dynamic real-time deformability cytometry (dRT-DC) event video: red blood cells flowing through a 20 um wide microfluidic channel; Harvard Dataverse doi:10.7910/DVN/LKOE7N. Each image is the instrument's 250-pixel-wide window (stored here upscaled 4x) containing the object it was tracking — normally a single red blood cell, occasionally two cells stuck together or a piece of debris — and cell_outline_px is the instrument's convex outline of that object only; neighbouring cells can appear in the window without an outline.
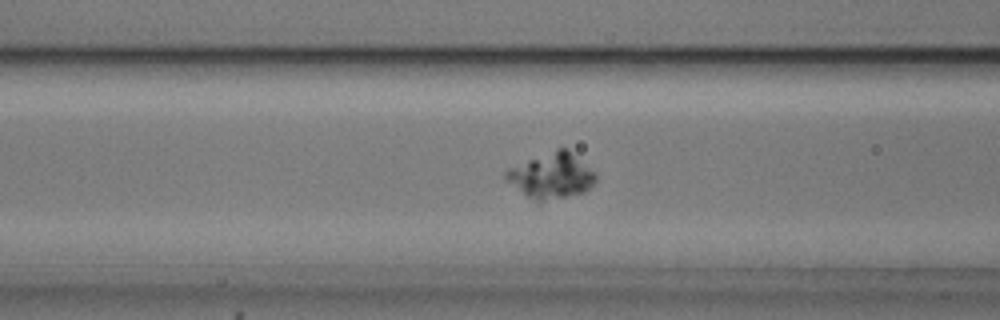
{"species": "common noctule bat (a hibernating species)", "species_latin": "Nyctalus noctula", "temperature_condition": "cold", "stored_images_in_passage": 55, "camera_frame_rate_fps": 3000, "um_per_image_px": 0.085, "animal": {"sex": "male", "body_mass_g": 20.5, "forearm_length_mm": 52.5}, "frame": {"image": 1, "passage_image": 22, "time_ms": 7.0, "image_size_px": [1000, 320], "cell_outline_px": [[596, 180], [584, 192], [540, 204], [504, 180], [504, 172], [508, 168], [556, 148], [568, 148], [596, 176]], "centroid_in_image_um": [46.82, 14.96], "position_along_channel_um": 119.8, "area_um2": 23.7}}
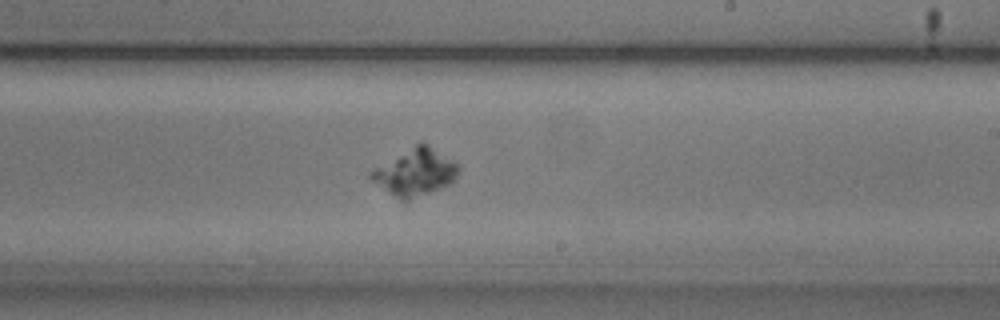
{"frame": {"image": 2, "passage_image": 33, "time_ms": 10.667, "image_size_px": [1000, 320], "cell_outline_px": [[460, 168], [456, 176], [448, 184], [440, 188], [404, 204], [372, 180], [368, 176], [368, 172], [416, 144], [428, 144], [460, 164]], "centroid_in_image_um": [35.3, 14.68], "position_along_channel_um": 253.7, "area_um2": 23.76}}
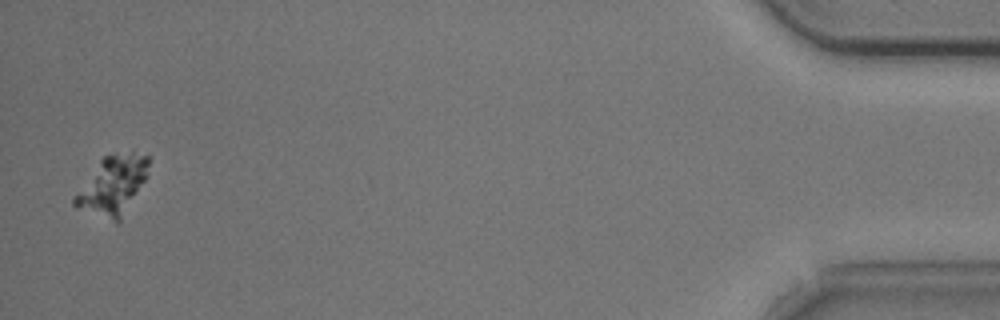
{"frame": {"image": 3, "passage_image": 54, "time_ms": 17.667, "image_size_px": [1000, 320], "cell_outline_px": [[148, 176], [120, 220], [116, 224], [76, 208], [72, 204], [72, 196], [100, 160], [104, 156], [132, 152], [148, 156]], "centroid_in_image_um": [9.53, 15.8], "position_along_channel_um": 425.7, "area_um2": 25.32}}